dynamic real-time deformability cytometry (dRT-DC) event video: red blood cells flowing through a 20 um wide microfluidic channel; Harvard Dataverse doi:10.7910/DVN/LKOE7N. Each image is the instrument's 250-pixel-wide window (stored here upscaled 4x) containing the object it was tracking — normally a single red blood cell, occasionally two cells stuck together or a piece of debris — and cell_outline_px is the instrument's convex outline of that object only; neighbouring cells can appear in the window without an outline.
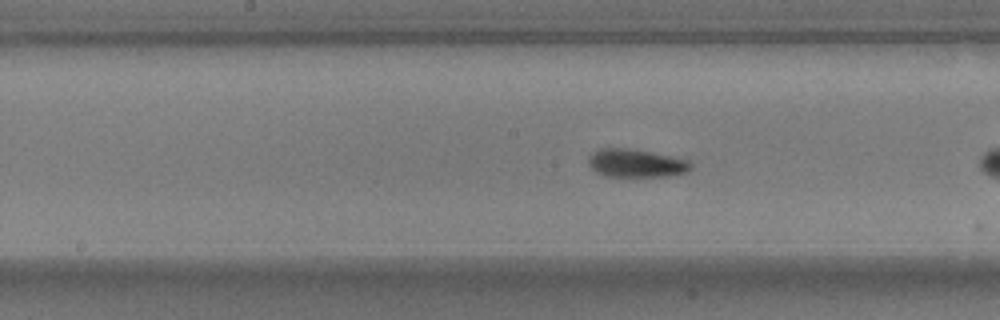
{"species": "common noctule bat (a hibernating species)", "species_latin": "Nyctalus noctula", "temperature_condition": "warm", "stored_images_in_passage": 39, "segment_of_instrument_passage": [1, 2], "camera_frame_rate_fps": 3000, "um_per_image_px": 0.085, "animal": {"sex": "male", "body_mass_g": 17.9}, "frame": {"image": 1, "passage_image": 11, "time_ms": 3.333, "image_size_px": [1000, 320], "cell_outline_px": [[692, 168], [688, 172], [672, 176], [608, 176], [596, 172], [588, 164], [588, 156], [592, 152], [600, 148], [628, 148], [688, 160]], "centroid_in_image_um": [54.04, 13.88], "position_along_channel_um": 194.2, "area_um2": 16.65}}
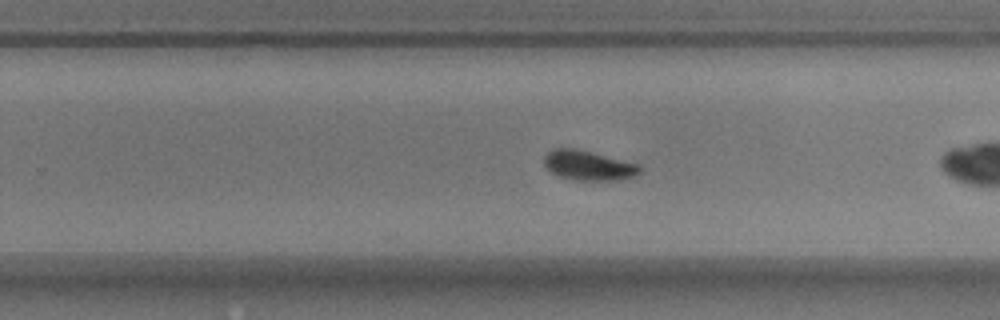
{"frame": {"image": 2, "passage_image": 18, "time_ms": 5.667, "image_size_px": [1000, 320], "cell_outline_px": [[640, 172], [636, 176], [616, 180], [572, 180], [556, 176], [548, 172], [544, 164], [544, 156], [552, 148], [576, 148], [640, 164]], "centroid_in_image_um": [49.97, 14.06], "position_along_channel_um": 279.8, "area_um2": 16.88}}
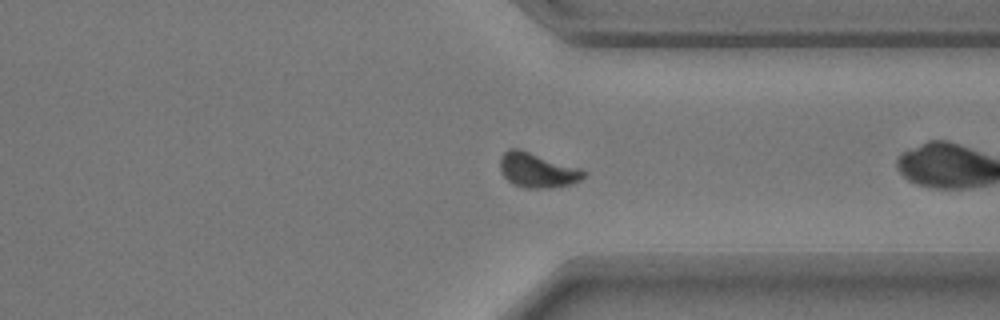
{"frame": {"image": 3, "passage_image": 25, "time_ms": 8.0, "image_size_px": [1000, 320], "cell_outline_px": [[588, 172], [580, 180], [572, 184], [552, 188], [524, 188], [512, 184], [500, 172], [500, 156], [508, 148], [520, 148], [580, 168]], "centroid_in_image_um": [45.66, 14.46], "position_along_channel_um": 365.7, "area_um2": 17.22}}